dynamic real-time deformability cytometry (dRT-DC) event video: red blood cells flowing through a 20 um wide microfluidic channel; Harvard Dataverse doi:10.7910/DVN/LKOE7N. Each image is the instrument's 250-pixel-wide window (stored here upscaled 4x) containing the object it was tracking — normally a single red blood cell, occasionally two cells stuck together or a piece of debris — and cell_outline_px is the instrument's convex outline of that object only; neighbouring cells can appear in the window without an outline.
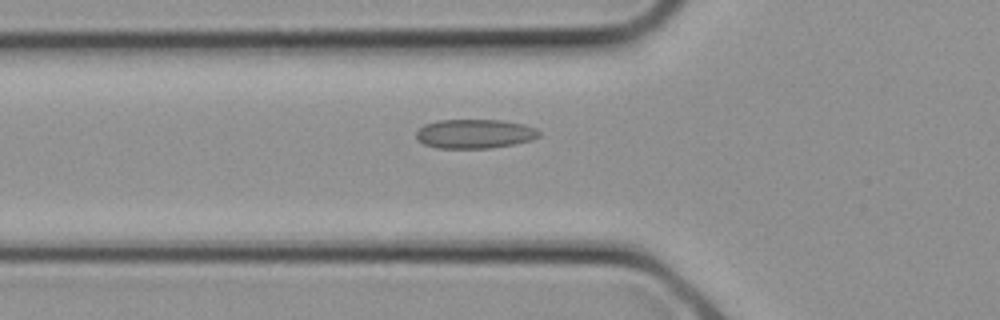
{"species": "common noctule bat (a hibernating species)", "species_latin": "Nyctalus noctula", "temperature_condition": "cold", "stored_images_in_passage": 18, "camera_frame_rate_fps": 3000, "um_per_image_px": 0.085, "animal": {"sex": "female", "body_mass_g": 21.9}, "frame": {"image": 1, "passage_image": 3, "time_ms": 0.667, "image_size_px": [1000, 320], "cell_outline_px": [[540, 136], [532, 140], [516, 144], [492, 148], [436, 148], [424, 144], [416, 140], [416, 132], [424, 124], [440, 120], [500, 120], [524, 124], [536, 128], [540, 132]], "centroid_in_image_um": [40.36, 11.38], "position_along_channel_um": 85.4, "area_um2": 21.1}}
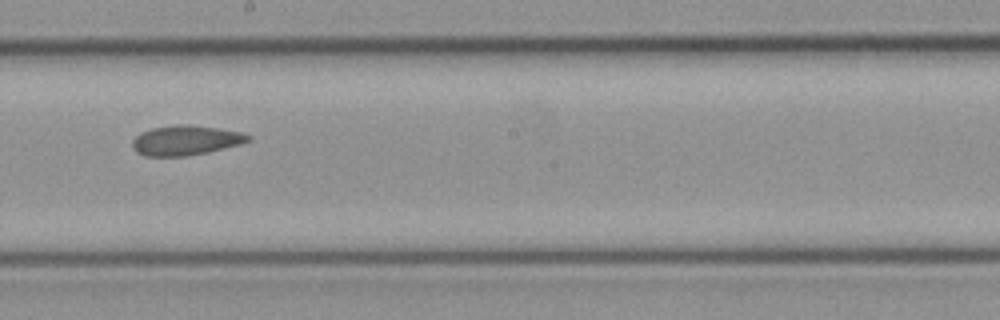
{"frame": {"image": 2, "passage_image": 9, "time_ms": 2.667, "image_size_px": [1000, 320], "cell_outline_px": [[252, 140], [240, 144], [208, 152], [188, 156], [144, 156], [136, 152], [132, 148], [132, 140], [140, 132], [152, 128], [180, 124], [188, 124], [216, 128], [240, 132], [252, 136]], "centroid_in_image_um": [15.76, 11.93], "position_along_channel_um": 232.4, "area_um2": 20.17}}
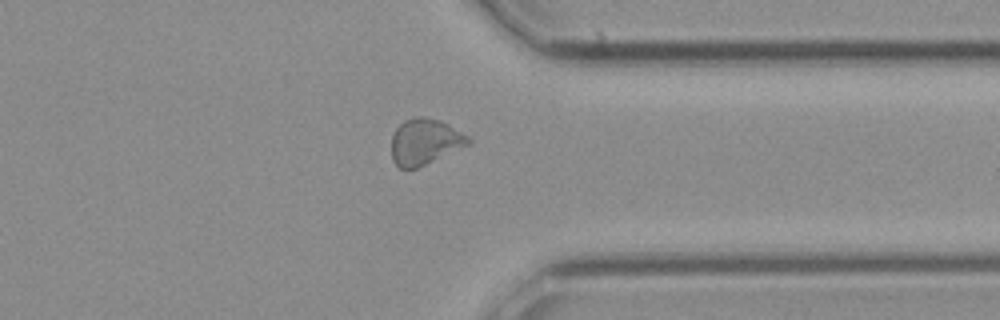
{"frame": {"image": 3, "passage_image": 15, "time_ms": 4.667, "image_size_px": [1000, 320], "cell_outline_px": [[472, 144], [416, 168], [400, 168], [392, 160], [392, 136], [396, 128], [404, 120], [412, 116], [424, 116], [440, 120], [448, 124], [468, 136], [472, 140]], "centroid_in_image_um": [36.13, 12.03], "position_along_channel_um": 375.3, "area_um2": 20.69}}